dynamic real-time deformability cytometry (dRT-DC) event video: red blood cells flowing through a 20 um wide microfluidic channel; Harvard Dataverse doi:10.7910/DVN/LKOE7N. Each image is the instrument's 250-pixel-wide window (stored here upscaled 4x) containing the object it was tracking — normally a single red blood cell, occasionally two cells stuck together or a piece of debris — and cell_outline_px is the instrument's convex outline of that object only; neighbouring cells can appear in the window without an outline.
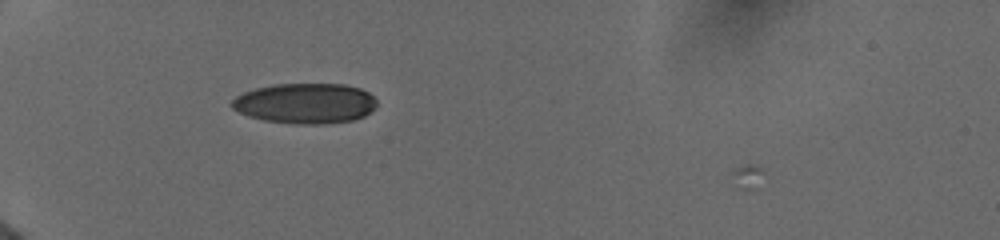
{"species": "human", "species_latin": "Homo sapiens", "temperature_condition": "cold", "stored_images_in_passage": 19, "camera_frame_rate_fps": 3000, "um_per_image_px": 0.085, "donor": {"sex": "female"}, "frame": {"image": 1, "passage_image": 18, "time_ms": 3.667, "image_size_px": [1000, 240], "cell_outline_px": [[376, 108], [364, 116], [352, 120], [324, 124], [300, 124], [264, 120], [248, 116], [232, 108], [228, 104], [236, 96], [244, 92], [256, 88], [272, 84], [344, 84], [360, 88], [368, 92], [376, 100]], "centroid_in_image_um": [25.94, 8.78], "position_along_channel_um": 59.1, "area_um2": 34.16}}